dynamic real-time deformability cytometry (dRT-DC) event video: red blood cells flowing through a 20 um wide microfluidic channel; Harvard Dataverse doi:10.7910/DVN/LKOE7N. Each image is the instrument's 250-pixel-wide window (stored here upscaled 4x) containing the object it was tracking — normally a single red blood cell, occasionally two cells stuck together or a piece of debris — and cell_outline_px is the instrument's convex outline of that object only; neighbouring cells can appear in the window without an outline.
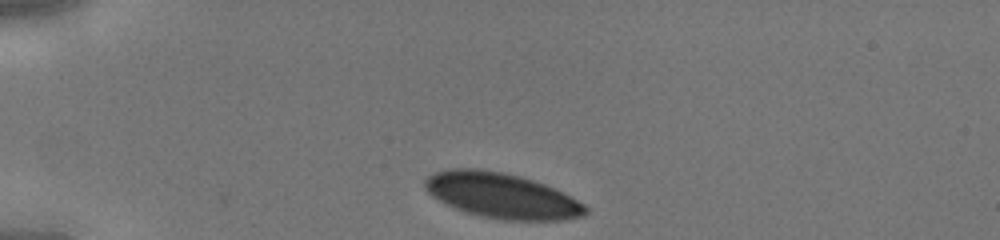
{"species": "human", "species_latin": "Homo sapiens", "temperature_condition": "cold", "stored_images_in_passage": 29, "camera_frame_rate_fps": 3000, "um_per_image_px": 0.085, "donor": {"sex": "male"}, "frame": {"image": 1, "passage_image": 1, "time_ms": 0.0, "image_size_px": [1000, 240], "cell_outline_px": [[588, 212], [584, 216], [560, 220], [504, 220], [480, 216], [456, 208], [432, 196], [428, 192], [424, 184], [424, 180], [428, 176], [436, 172], [452, 168], [480, 168], [504, 172], [520, 176], [544, 184], [584, 204], [588, 208]], "centroid_in_image_um": [42.64, 16.62], "position_along_channel_um": 42.4, "area_um2": 41.96}}
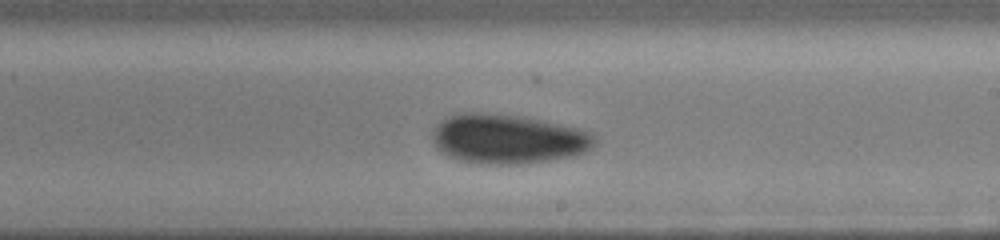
{"frame": {"image": 2, "passage_image": 17, "time_ms": 5.333, "image_size_px": [1000, 240], "cell_outline_px": [[596, 144], [592, 148], [576, 156], [520, 164], [480, 164], [456, 160], [440, 152], [436, 148], [432, 140], [432, 132], [436, 124], [444, 116], [460, 112], [484, 112], [524, 116], [544, 120], [580, 128], [592, 132], [596, 136]], "centroid_in_image_um": [43.15, 11.79], "position_along_channel_um": 245.8, "area_um2": 47.92}}
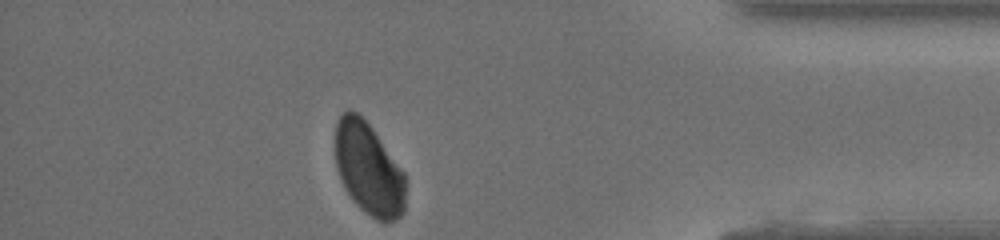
{"frame": {"image": 3, "passage_image": 29, "time_ms": 9.333, "image_size_px": [1000, 240], "cell_outline_px": [[404, 212], [396, 220], [384, 224], [376, 220], [364, 212], [352, 200], [336, 168], [336, 124], [340, 116], [348, 108], [356, 112], [372, 128], [404, 172]], "centroid_in_image_um": [31.34, 14.39], "position_along_channel_um": 403.9, "area_um2": 37.57}}